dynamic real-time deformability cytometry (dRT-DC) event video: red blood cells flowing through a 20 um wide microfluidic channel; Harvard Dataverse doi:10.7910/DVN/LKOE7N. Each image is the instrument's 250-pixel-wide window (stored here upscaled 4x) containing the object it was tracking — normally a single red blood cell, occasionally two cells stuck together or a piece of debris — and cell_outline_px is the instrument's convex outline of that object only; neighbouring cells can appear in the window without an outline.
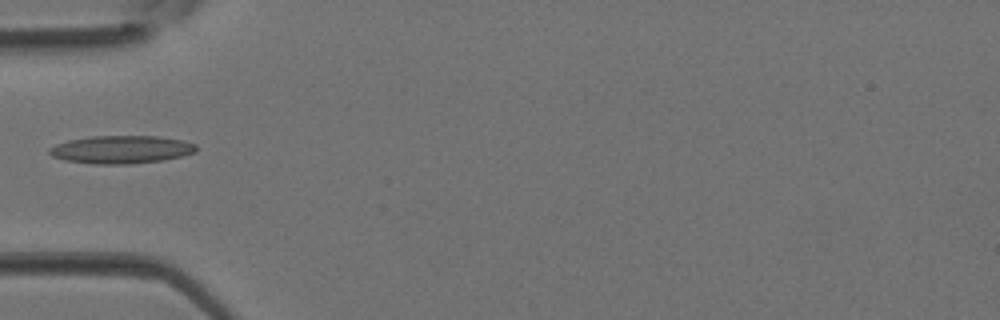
{"species": "Egyptian fruit bat (a non-hibernating species)", "species_latin": "Rousettus aegyptiacus", "temperature_condition": "room temperature", "stored_images_in_passage": 4, "camera_frame_rate_fps": 3000, "um_per_image_px": 0.085, "animal": {"sex": "female"}, "frame": {"image": 1, "passage_image": 4, "time_ms": 1.0, "image_size_px": [1000, 320], "cell_outline_px": [[196, 152], [180, 156], [160, 160], [128, 164], [92, 164], [64, 160], [52, 156], [48, 152], [48, 148], [56, 144], [68, 140], [92, 136], [156, 136], [184, 140], [196, 144]], "centroid_in_image_um": [10.27, 12.7], "position_along_channel_um": 74.7, "area_um2": 23.87}}